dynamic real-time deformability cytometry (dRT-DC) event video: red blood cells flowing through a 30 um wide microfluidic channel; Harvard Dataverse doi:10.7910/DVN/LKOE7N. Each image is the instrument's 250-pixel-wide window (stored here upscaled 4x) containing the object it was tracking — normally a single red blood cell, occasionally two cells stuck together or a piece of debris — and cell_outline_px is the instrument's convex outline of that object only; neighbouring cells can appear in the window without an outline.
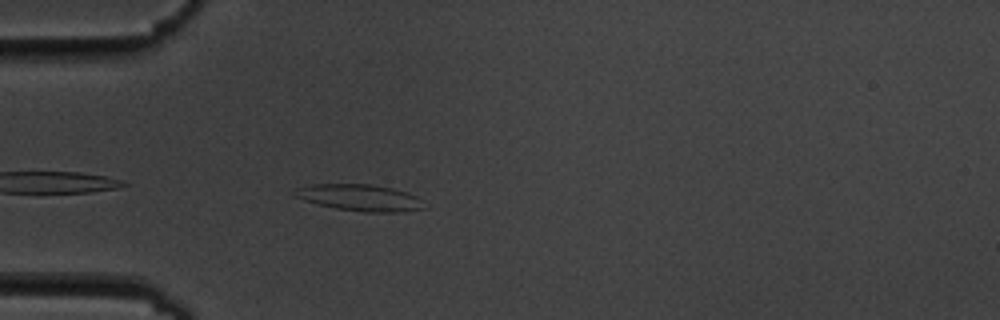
{"species": "common noctule bat (a hibernating species)", "species_latin": "Nyctalus noctula", "temperature_condition": "cold", "stored_images_in_passage": 37, "camera_frame_rate_fps": 3000, "um_per_image_px": 0.085, "animal": {"sex": "male", "body_mass_g": 19.5, "forearm_length_mm": 54.6}, "frame": {"image": 1, "passage_image": 3, "time_ms": 0.667, "image_size_px": [1000, 320], "cell_outline_px": [[424, 208], [404, 212], [364, 212], [336, 208], [304, 200], [292, 196], [292, 192], [296, 188], [312, 184], [372, 184], [392, 188], [408, 192], [416, 196]], "centroid_in_image_um": [30.54, 16.79], "position_along_channel_um": 54.5, "area_um2": 19.94}}
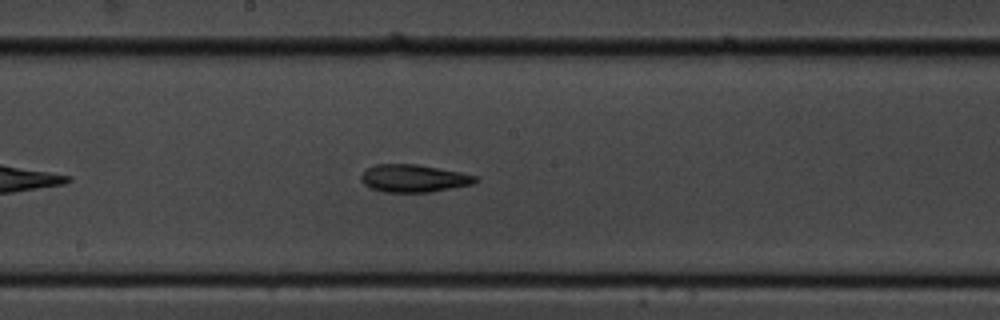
{"frame": {"image": 2, "passage_image": 17, "time_ms": 5.333, "image_size_px": [1000, 320], "cell_outline_px": [[480, 180], [472, 184], [428, 192], [384, 192], [372, 188], [364, 184], [360, 180], [360, 176], [368, 168], [376, 164], [416, 164], [460, 172], [476, 176]], "centroid_in_image_um": [35.15, 15.16], "position_along_channel_um": 213.0, "area_um2": 18.21}}
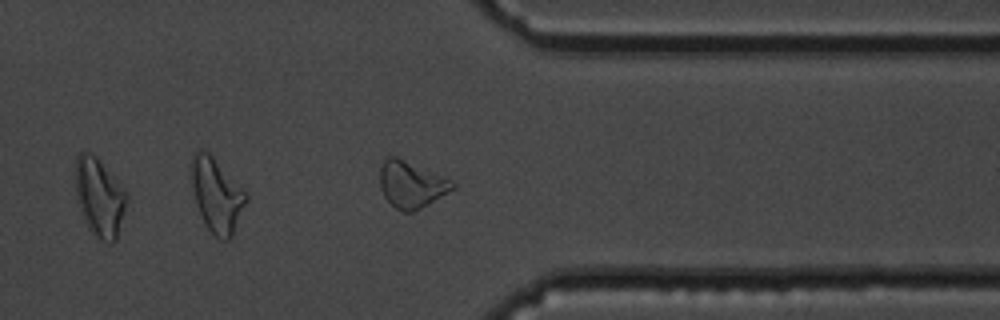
{"frame": {"image": 3, "passage_image": 31, "time_ms": 10.0, "image_size_px": [1000, 320], "cell_outline_px": [[456, 188], [420, 208], [412, 212], [404, 212], [396, 208], [384, 196], [380, 188], [380, 168], [384, 160], [388, 156], [396, 156], [452, 180], [456, 184]], "centroid_in_image_um": [34.96, 15.67], "position_along_channel_um": 376.4, "area_um2": 19.54}, "authors_computed_cell_mechanics": {"area_um2": 18.496, "velocity_mm_per_s": 3.5793, "shape_relaxation_time_tau1_ms": 4.9405, "shape_relaxation_time_tau2_ms": 4.1999, "deformation_change_tau1": 0.1251, "deformation_change_tau2": 0.1138}}